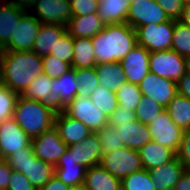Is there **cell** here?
<instances>
[{"label":"cell","mask_w":190,"mask_h":190,"mask_svg":"<svg viewBox=\"0 0 190 190\" xmlns=\"http://www.w3.org/2000/svg\"><path fill=\"white\" fill-rule=\"evenodd\" d=\"M39 190H70V187L53 175Z\"/></svg>","instance_id":"obj_50"},{"label":"cell","mask_w":190,"mask_h":190,"mask_svg":"<svg viewBox=\"0 0 190 190\" xmlns=\"http://www.w3.org/2000/svg\"><path fill=\"white\" fill-rule=\"evenodd\" d=\"M61 140L67 145L80 143L92 134L91 130L77 119L68 116L63 110L57 111L54 119Z\"/></svg>","instance_id":"obj_18"},{"label":"cell","mask_w":190,"mask_h":190,"mask_svg":"<svg viewBox=\"0 0 190 190\" xmlns=\"http://www.w3.org/2000/svg\"><path fill=\"white\" fill-rule=\"evenodd\" d=\"M173 190H190V172L185 171L177 181Z\"/></svg>","instance_id":"obj_51"},{"label":"cell","mask_w":190,"mask_h":190,"mask_svg":"<svg viewBox=\"0 0 190 190\" xmlns=\"http://www.w3.org/2000/svg\"><path fill=\"white\" fill-rule=\"evenodd\" d=\"M128 1H129V3H134V2L140 1V0H128Z\"/></svg>","instance_id":"obj_59"},{"label":"cell","mask_w":190,"mask_h":190,"mask_svg":"<svg viewBox=\"0 0 190 190\" xmlns=\"http://www.w3.org/2000/svg\"><path fill=\"white\" fill-rule=\"evenodd\" d=\"M90 99L108 118L118 108L116 92L109 90L101 84L93 91Z\"/></svg>","instance_id":"obj_34"},{"label":"cell","mask_w":190,"mask_h":190,"mask_svg":"<svg viewBox=\"0 0 190 190\" xmlns=\"http://www.w3.org/2000/svg\"><path fill=\"white\" fill-rule=\"evenodd\" d=\"M32 148L37 158L55 167L58 160L67 152L68 146L61 140L57 129L53 126L40 136L32 138Z\"/></svg>","instance_id":"obj_11"},{"label":"cell","mask_w":190,"mask_h":190,"mask_svg":"<svg viewBox=\"0 0 190 190\" xmlns=\"http://www.w3.org/2000/svg\"><path fill=\"white\" fill-rule=\"evenodd\" d=\"M20 96L48 104L54 108V85L52 84V79L44 73L40 74Z\"/></svg>","instance_id":"obj_28"},{"label":"cell","mask_w":190,"mask_h":190,"mask_svg":"<svg viewBox=\"0 0 190 190\" xmlns=\"http://www.w3.org/2000/svg\"><path fill=\"white\" fill-rule=\"evenodd\" d=\"M181 2L184 4L190 3V0H181Z\"/></svg>","instance_id":"obj_58"},{"label":"cell","mask_w":190,"mask_h":190,"mask_svg":"<svg viewBox=\"0 0 190 190\" xmlns=\"http://www.w3.org/2000/svg\"><path fill=\"white\" fill-rule=\"evenodd\" d=\"M150 52L136 44L133 49L120 61L126 76V81L140 84L142 79L150 72Z\"/></svg>","instance_id":"obj_16"},{"label":"cell","mask_w":190,"mask_h":190,"mask_svg":"<svg viewBox=\"0 0 190 190\" xmlns=\"http://www.w3.org/2000/svg\"><path fill=\"white\" fill-rule=\"evenodd\" d=\"M7 3L6 0H0V9Z\"/></svg>","instance_id":"obj_56"},{"label":"cell","mask_w":190,"mask_h":190,"mask_svg":"<svg viewBox=\"0 0 190 190\" xmlns=\"http://www.w3.org/2000/svg\"><path fill=\"white\" fill-rule=\"evenodd\" d=\"M171 120L180 128L190 130V99L176 94L166 107Z\"/></svg>","instance_id":"obj_32"},{"label":"cell","mask_w":190,"mask_h":190,"mask_svg":"<svg viewBox=\"0 0 190 190\" xmlns=\"http://www.w3.org/2000/svg\"><path fill=\"white\" fill-rule=\"evenodd\" d=\"M78 84L77 96L90 97L93 91L100 85L95 68L76 69Z\"/></svg>","instance_id":"obj_35"},{"label":"cell","mask_w":190,"mask_h":190,"mask_svg":"<svg viewBox=\"0 0 190 190\" xmlns=\"http://www.w3.org/2000/svg\"><path fill=\"white\" fill-rule=\"evenodd\" d=\"M178 94L185 96L190 99V72L187 71L177 82H176Z\"/></svg>","instance_id":"obj_49"},{"label":"cell","mask_w":190,"mask_h":190,"mask_svg":"<svg viewBox=\"0 0 190 190\" xmlns=\"http://www.w3.org/2000/svg\"><path fill=\"white\" fill-rule=\"evenodd\" d=\"M121 190H155L151 174L146 169L127 175L121 180Z\"/></svg>","instance_id":"obj_37"},{"label":"cell","mask_w":190,"mask_h":190,"mask_svg":"<svg viewBox=\"0 0 190 190\" xmlns=\"http://www.w3.org/2000/svg\"><path fill=\"white\" fill-rule=\"evenodd\" d=\"M67 32V28L58 24L41 23L39 33L33 43L32 51L40 57L48 56L56 42Z\"/></svg>","instance_id":"obj_24"},{"label":"cell","mask_w":190,"mask_h":190,"mask_svg":"<svg viewBox=\"0 0 190 190\" xmlns=\"http://www.w3.org/2000/svg\"><path fill=\"white\" fill-rule=\"evenodd\" d=\"M70 190H87V189L82 184V185H79V186L70 187Z\"/></svg>","instance_id":"obj_54"},{"label":"cell","mask_w":190,"mask_h":190,"mask_svg":"<svg viewBox=\"0 0 190 190\" xmlns=\"http://www.w3.org/2000/svg\"><path fill=\"white\" fill-rule=\"evenodd\" d=\"M6 1L29 12L30 9L34 6V2L36 0H6Z\"/></svg>","instance_id":"obj_52"},{"label":"cell","mask_w":190,"mask_h":190,"mask_svg":"<svg viewBox=\"0 0 190 190\" xmlns=\"http://www.w3.org/2000/svg\"><path fill=\"white\" fill-rule=\"evenodd\" d=\"M72 16H83L97 13L99 0H73L70 2Z\"/></svg>","instance_id":"obj_43"},{"label":"cell","mask_w":190,"mask_h":190,"mask_svg":"<svg viewBox=\"0 0 190 190\" xmlns=\"http://www.w3.org/2000/svg\"><path fill=\"white\" fill-rule=\"evenodd\" d=\"M175 20L170 19L159 24H147L137 27V44L149 52L166 51L172 47Z\"/></svg>","instance_id":"obj_5"},{"label":"cell","mask_w":190,"mask_h":190,"mask_svg":"<svg viewBox=\"0 0 190 190\" xmlns=\"http://www.w3.org/2000/svg\"><path fill=\"white\" fill-rule=\"evenodd\" d=\"M50 55L71 65L74 55L73 37L68 32H66L56 42L54 48L51 49Z\"/></svg>","instance_id":"obj_40"},{"label":"cell","mask_w":190,"mask_h":190,"mask_svg":"<svg viewBox=\"0 0 190 190\" xmlns=\"http://www.w3.org/2000/svg\"><path fill=\"white\" fill-rule=\"evenodd\" d=\"M165 108L148 97L143 96L140 104L136 107L135 115L136 120L142 124H150L154 121L158 114H160Z\"/></svg>","instance_id":"obj_38"},{"label":"cell","mask_w":190,"mask_h":190,"mask_svg":"<svg viewBox=\"0 0 190 190\" xmlns=\"http://www.w3.org/2000/svg\"><path fill=\"white\" fill-rule=\"evenodd\" d=\"M116 130L124 146L137 151L152 140L147 125L138 120L120 125Z\"/></svg>","instance_id":"obj_23"},{"label":"cell","mask_w":190,"mask_h":190,"mask_svg":"<svg viewBox=\"0 0 190 190\" xmlns=\"http://www.w3.org/2000/svg\"><path fill=\"white\" fill-rule=\"evenodd\" d=\"M176 156L185 166L186 171L190 172V130L184 131Z\"/></svg>","instance_id":"obj_45"},{"label":"cell","mask_w":190,"mask_h":190,"mask_svg":"<svg viewBox=\"0 0 190 190\" xmlns=\"http://www.w3.org/2000/svg\"><path fill=\"white\" fill-rule=\"evenodd\" d=\"M7 190H36L28 178L21 172L13 171Z\"/></svg>","instance_id":"obj_47"},{"label":"cell","mask_w":190,"mask_h":190,"mask_svg":"<svg viewBox=\"0 0 190 190\" xmlns=\"http://www.w3.org/2000/svg\"><path fill=\"white\" fill-rule=\"evenodd\" d=\"M101 143L103 155L124 146L123 140L117 134L116 128L107 124L96 132Z\"/></svg>","instance_id":"obj_39"},{"label":"cell","mask_w":190,"mask_h":190,"mask_svg":"<svg viewBox=\"0 0 190 190\" xmlns=\"http://www.w3.org/2000/svg\"><path fill=\"white\" fill-rule=\"evenodd\" d=\"M62 110L86 125L92 133H96L108 124V117L93 104L90 97L76 96Z\"/></svg>","instance_id":"obj_8"},{"label":"cell","mask_w":190,"mask_h":190,"mask_svg":"<svg viewBox=\"0 0 190 190\" xmlns=\"http://www.w3.org/2000/svg\"><path fill=\"white\" fill-rule=\"evenodd\" d=\"M100 165L120 180L143 169L139 152L125 146L104 154Z\"/></svg>","instance_id":"obj_6"},{"label":"cell","mask_w":190,"mask_h":190,"mask_svg":"<svg viewBox=\"0 0 190 190\" xmlns=\"http://www.w3.org/2000/svg\"><path fill=\"white\" fill-rule=\"evenodd\" d=\"M136 120L134 111L120 109L119 107L109 116L108 124L114 128Z\"/></svg>","instance_id":"obj_44"},{"label":"cell","mask_w":190,"mask_h":190,"mask_svg":"<svg viewBox=\"0 0 190 190\" xmlns=\"http://www.w3.org/2000/svg\"><path fill=\"white\" fill-rule=\"evenodd\" d=\"M35 10V12H34ZM41 23L67 26L72 17L70 2L67 0H36L30 9Z\"/></svg>","instance_id":"obj_13"},{"label":"cell","mask_w":190,"mask_h":190,"mask_svg":"<svg viewBox=\"0 0 190 190\" xmlns=\"http://www.w3.org/2000/svg\"><path fill=\"white\" fill-rule=\"evenodd\" d=\"M91 40L96 64L120 62L137 44L136 31L128 23L105 25Z\"/></svg>","instance_id":"obj_2"},{"label":"cell","mask_w":190,"mask_h":190,"mask_svg":"<svg viewBox=\"0 0 190 190\" xmlns=\"http://www.w3.org/2000/svg\"><path fill=\"white\" fill-rule=\"evenodd\" d=\"M57 110L52 106L18 96L13 119L31 139L54 126Z\"/></svg>","instance_id":"obj_3"},{"label":"cell","mask_w":190,"mask_h":190,"mask_svg":"<svg viewBox=\"0 0 190 190\" xmlns=\"http://www.w3.org/2000/svg\"><path fill=\"white\" fill-rule=\"evenodd\" d=\"M185 171V166L177 156L165 164L149 170L155 190H173Z\"/></svg>","instance_id":"obj_19"},{"label":"cell","mask_w":190,"mask_h":190,"mask_svg":"<svg viewBox=\"0 0 190 190\" xmlns=\"http://www.w3.org/2000/svg\"><path fill=\"white\" fill-rule=\"evenodd\" d=\"M3 48L0 47V72H1V61H2V55H3Z\"/></svg>","instance_id":"obj_55"},{"label":"cell","mask_w":190,"mask_h":190,"mask_svg":"<svg viewBox=\"0 0 190 190\" xmlns=\"http://www.w3.org/2000/svg\"><path fill=\"white\" fill-rule=\"evenodd\" d=\"M13 169L6 160L0 158V190H7Z\"/></svg>","instance_id":"obj_48"},{"label":"cell","mask_w":190,"mask_h":190,"mask_svg":"<svg viewBox=\"0 0 190 190\" xmlns=\"http://www.w3.org/2000/svg\"><path fill=\"white\" fill-rule=\"evenodd\" d=\"M32 147V139L13 118L0 123V158L6 160L11 154Z\"/></svg>","instance_id":"obj_12"},{"label":"cell","mask_w":190,"mask_h":190,"mask_svg":"<svg viewBox=\"0 0 190 190\" xmlns=\"http://www.w3.org/2000/svg\"><path fill=\"white\" fill-rule=\"evenodd\" d=\"M42 57L30 51H4L1 61V84L21 95L43 73Z\"/></svg>","instance_id":"obj_1"},{"label":"cell","mask_w":190,"mask_h":190,"mask_svg":"<svg viewBox=\"0 0 190 190\" xmlns=\"http://www.w3.org/2000/svg\"><path fill=\"white\" fill-rule=\"evenodd\" d=\"M27 11L6 3L0 9V47L3 48L14 33L15 26Z\"/></svg>","instance_id":"obj_30"},{"label":"cell","mask_w":190,"mask_h":190,"mask_svg":"<svg viewBox=\"0 0 190 190\" xmlns=\"http://www.w3.org/2000/svg\"><path fill=\"white\" fill-rule=\"evenodd\" d=\"M143 169L151 170L172 160L176 153L157 142L151 140L138 150Z\"/></svg>","instance_id":"obj_25"},{"label":"cell","mask_w":190,"mask_h":190,"mask_svg":"<svg viewBox=\"0 0 190 190\" xmlns=\"http://www.w3.org/2000/svg\"><path fill=\"white\" fill-rule=\"evenodd\" d=\"M105 24L97 13L83 16H72L66 26L67 32L73 38H92L102 31Z\"/></svg>","instance_id":"obj_22"},{"label":"cell","mask_w":190,"mask_h":190,"mask_svg":"<svg viewBox=\"0 0 190 190\" xmlns=\"http://www.w3.org/2000/svg\"><path fill=\"white\" fill-rule=\"evenodd\" d=\"M116 96L120 109H127L134 112L143 97L139 85L128 81H125L116 91Z\"/></svg>","instance_id":"obj_33"},{"label":"cell","mask_w":190,"mask_h":190,"mask_svg":"<svg viewBox=\"0 0 190 190\" xmlns=\"http://www.w3.org/2000/svg\"><path fill=\"white\" fill-rule=\"evenodd\" d=\"M170 19L178 20L181 16L183 3L181 0H155Z\"/></svg>","instance_id":"obj_46"},{"label":"cell","mask_w":190,"mask_h":190,"mask_svg":"<svg viewBox=\"0 0 190 190\" xmlns=\"http://www.w3.org/2000/svg\"><path fill=\"white\" fill-rule=\"evenodd\" d=\"M69 154H72L76 163L81 164L87 169L92 166L100 165L103 152L97 133L90 134L80 143L70 145Z\"/></svg>","instance_id":"obj_17"},{"label":"cell","mask_w":190,"mask_h":190,"mask_svg":"<svg viewBox=\"0 0 190 190\" xmlns=\"http://www.w3.org/2000/svg\"><path fill=\"white\" fill-rule=\"evenodd\" d=\"M171 50L183 57H190V26L175 20Z\"/></svg>","instance_id":"obj_36"},{"label":"cell","mask_w":190,"mask_h":190,"mask_svg":"<svg viewBox=\"0 0 190 190\" xmlns=\"http://www.w3.org/2000/svg\"><path fill=\"white\" fill-rule=\"evenodd\" d=\"M143 96L153 99L164 108L178 93L176 82L149 72L139 84Z\"/></svg>","instance_id":"obj_15"},{"label":"cell","mask_w":190,"mask_h":190,"mask_svg":"<svg viewBox=\"0 0 190 190\" xmlns=\"http://www.w3.org/2000/svg\"><path fill=\"white\" fill-rule=\"evenodd\" d=\"M150 72L177 82L187 71V58L174 50L150 52Z\"/></svg>","instance_id":"obj_7"},{"label":"cell","mask_w":190,"mask_h":190,"mask_svg":"<svg viewBox=\"0 0 190 190\" xmlns=\"http://www.w3.org/2000/svg\"><path fill=\"white\" fill-rule=\"evenodd\" d=\"M147 127L151 133L153 141L162 144L177 153L184 130L171 120L166 108L158 114L154 121L148 124Z\"/></svg>","instance_id":"obj_9"},{"label":"cell","mask_w":190,"mask_h":190,"mask_svg":"<svg viewBox=\"0 0 190 190\" xmlns=\"http://www.w3.org/2000/svg\"><path fill=\"white\" fill-rule=\"evenodd\" d=\"M94 68L99 83L111 91L116 92L126 81L120 62L98 63Z\"/></svg>","instance_id":"obj_29"},{"label":"cell","mask_w":190,"mask_h":190,"mask_svg":"<svg viewBox=\"0 0 190 190\" xmlns=\"http://www.w3.org/2000/svg\"><path fill=\"white\" fill-rule=\"evenodd\" d=\"M178 20L183 24L190 26V3L183 5L182 13Z\"/></svg>","instance_id":"obj_53"},{"label":"cell","mask_w":190,"mask_h":190,"mask_svg":"<svg viewBox=\"0 0 190 190\" xmlns=\"http://www.w3.org/2000/svg\"><path fill=\"white\" fill-rule=\"evenodd\" d=\"M74 55L71 68H93L96 65L91 38H73Z\"/></svg>","instance_id":"obj_31"},{"label":"cell","mask_w":190,"mask_h":190,"mask_svg":"<svg viewBox=\"0 0 190 190\" xmlns=\"http://www.w3.org/2000/svg\"><path fill=\"white\" fill-rule=\"evenodd\" d=\"M52 84L54 85V108L60 111L77 96L79 88L76 69L71 68L61 77L52 79Z\"/></svg>","instance_id":"obj_20"},{"label":"cell","mask_w":190,"mask_h":190,"mask_svg":"<svg viewBox=\"0 0 190 190\" xmlns=\"http://www.w3.org/2000/svg\"><path fill=\"white\" fill-rule=\"evenodd\" d=\"M188 71L190 72V57L187 58Z\"/></svg>","instance_id":"obj_57"},{"label":"cell","mask_w":190,"mask_h":190,"mask_svg":"<svg viewBox=\"0 0 190 190\" xmlns=\"http://www.w3.org/2000/svg\"><path fill=\"white\" fill-rule=\"evenodd\" d=\"M6 161L13 171L24 174L36 190L42 188L55 174V167L37 158L32 147L11 154Z\"/></svg>","instance_id":"obj_4"},{"label":"cell","mask_w":190,"mask_h":190,"mask_svg":"<svg viewBox=\"0 0 190 190\" xmlns=\"http://www.w3.org/2000/svg\"><path fill=\"white\" fill-rule=\"evenodd\" d=\"M41 22L30 12H26L15 26L4 51H30L39 33Z\"/></svg>","instance_id":"obj_10"},{"label":"cell","mask_w":190,"mask_h":190,"mask_svg":"<svg viewBox=\"0 0 190 190\" xmlns=\"http://www.w3.org/2000/svg\"><path fill=\"white\" fill-rule=\"evenodd\" d=\"M43 73L51 79L61 77L64 73L71 69V65L61 61L52 55L42 57Z\"/></svg>","instance_id":"obj_42"},{"label":"cell","mask_w":190,"mask_h":190,"mask_svg":"<svg viewBox=\"0 0 190 190\" xmlns=\"http://www.w3.org/2000/svg\"><path fill=\"white\" fill-rule=\"evenodd\" d=\"M128 0H99L98 17L105 25L127 23Z\"/></svg>","instance_id":"obj_27"},{"label":"cell","mask_w":190,"mask_h":190,"mask_svg":"<svg viewBox=\"0 0 190 190\" xmlns=\"http://www.w3.org/2000/svg\"><path fill=\"white\" fill-rule=\"evenodd\" d=\"M18 96L17 93L13 92L5 85H0V123L3 120L13 118Z\"/></svg>","instance_id":"obj_41"},{"label":"cell","mask_w":190,"mask_h":190,"mask_svg":"<svg viewBox=\"0 0 190 190\" xmlns=\"http://www.w3.org/2000/svg\"><path fill=\"white\" fill-rule=\"evenodd\" d=\"M170 20L155 0H140L130 3L127 23L133 28L147 24H159Z\"/></svg>","instance_id":"obj_14"},{"label":"cell","mask_w":190,"mask_h":190,"mask_svg":"<svg viewBox=\"0 0 190 190\" xmlns=\"http://www.w3.org/2000/svg\"><path fill=\"white\" fill-rule=\"evenodd\" d=\"M83 185L87 190H121V180L111 175L101 165L86 170Z\"/></svg>","instance_id":"obj_26"},{"label":"cell","mask_w":190,"mask_h":190,"mask_svg":"<svg viewBox=\"0 0 190 190\" xmlns=\"http://www.w3.org/2000/svg\"><path fill=\"white\" fill-rule=\"evenodd\" d=\"M87 168L75 162L72 154L67 152L58 160L55 166V176L69 187L79 186L84 183Z\"/></svg>","instance_id":"obj_21"}]
</instances>
